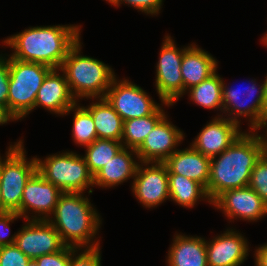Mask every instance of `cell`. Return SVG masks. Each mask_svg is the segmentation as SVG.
Returning <instances> with one entry per match:
<instances>
[{
    "instance_id": "6da1fadb",
    "label": "cell",
    "mask_w": 267,
    "mask_h": 266,
    "mask_svg": "<svg viewBox=\"0 0 267 266\" xmlns=\"http://www.w3.org/2000/svg\"><path fill=\"white\" fill-rule=\"evenodd\" d=\"M82 25L35 26L7 36L3 46L12 50L9 56L25 62L61 68L69 49L81 37Z\"/></svg>"
},
{
    "instance_id": "7a4b0ae2",
    "label": "cell",
    "mask_w": 267,
    "mask_h": 266,
    "mask_svg": "<svg viewBox=\"0 0 267 266\" xmlns=\"http://www.w3.org/2000/svg\"><path fill=\"white\" fill-rule=\"evenodd\" d=\"M260 131H243L221 154L210 161L207 195L211 202L229 189L249 185L251 172L263 155Z\"/></svg>"
},
{
    "instance_id": "3957f363",
    "label": "cell",
    "mask_w": 267,
    "mask_h": 266,
    "mask_svg": "<svg viewBox=\"0 0 267 266\" xmlns=\"http://www.w3.org/2000/svg\"><path fill=\"white\" fill-rule=\"evenodd\" d=\"M101 218L86 194L63 192L48 221L66 246L96 248L100 246L97 235L102 225Z\"/></svg>"
},
{
    "instance_id": "277c9868",
    "label": "cell",
    "mask_w": 267,
    "mask_h": 266,
    "mask_svg": "<svg viewBox=\"0 0 267 266\" xmlns=\"http://www.w3.org/2000/svg\"><path fill=\"white\" fill-rule=\"evenodd\" d=\"M81 44L83 43L80 37L69 49L60 69L78 102L83 99L104 98L116 77L114 69L103 61L82 55Z\"/></svg>"
},
{
    "instance_id": "5b68a950",
    "label": "cell",
    "mask_w": 267,
    "mask_h": 266,
    "mask_svg": "<svg viewBox=\"0 0 267 266\" xmlns=\"http://www.w3.org/2000/svg\"><path fill=\"white\" fill-rule=\"evenodd\" d=\"M35 158L39 174L62 192L86 193L88 190L89 195L93 193L94 176L83 155L68 150L53 153L44 159Z\"/></svg>"
},
{
    "instance_id": "8992f818",
    "label": "cell",
    "mask_w": 267,
    "mask_h": 266,
    "mask_svg": "<svg viewBox=\"0 0 267 266\" xmlns=\"http://www.w3.org/2000/svg\"><path fill=\"white\" fill-rule=\"evenodd\" d=\"M23 139L9 145L5 157L0 154V190L4 208L21 216V200L26 182L37 171L35 156L26 157Z\"/></svg>"
},
{
    "instance_id": "52a82bcc",
    "label": "cell",
    "mask_w": 267,
    "mask_h": 266,
    "mask_svg": "<svg viewBox=\"0 0 267 266\" xmlns=\"http://www.w3.org/2000/svg\"><path fill=\"white\" fill-rule=\"evenodd\" d=\"M51 70L44 64L9 56L8 110L17 120L26 118L34 111L38 90Z\"/></svg>"
},
{
    "instance_id": "ba28073f",
    "label": "cell",
    "mask_w": 267,
    "mask_h": 266,
    "mask_svg": "<svg viewBox=\"0 0 267 266\" xmlns=\"http://www.w3.org/2000/svg\"><path fill=\"white\" fill-rule=\"evenodd\" d=\"M250 80L247 88L229 86L222 81V116L239 126L242 117L248 119L249 131H259L266 128L264 81L258 85L256 79Z\"/></svg>"
},
{
    "instance_id": "9c48e42d",
    "label": "cell",
    "mask_w": 267,
    "mask_h": 266,
    "mask_svg": "<svg viewBox=\"0 0 267 266\" xmlns=\"http://www.w3.org/2000/svg\"><path fill=\"white\" fill-rule=\"evenodd\" d=\"M175 40L168 34L164 36L155 75L156 93L161 102L175 105L183 96L181 62L188 46L178 48Z\"/></svg>"
},
{
    "instance_id": "30bf717a",
    "label": "cell",
    "mask_w": 267,
    "mask_h": 266,
    "mask_svg": "<svg viewBox=\"0 0 267 266\" xmlns=\"http://www.w3.org/2000/svg\"><path fill=\"white\" fill-rule=\"evenodd\" d=\"M123 121L153 114L161 105L139 85L116 76L104 97Z\"/></svg>"
},
{
    "instance_id": "8fae6325",
    "label": "cell",
    "mask_w": 267,
    "mask_h": 266,
    "mask_svg": "<svg viewBox=\"0 0 267 266\" xmlns=\"http://www.w3.org/2000/svg\"><path fill=\"white\" fill-rule=\"evenodd\" d=\"M131 191L143 207L153 209L169 198L168 168L164 162H139Z\"/></svg>"
},
{
    "instance_id": "7c38bea8",
    "label": "cell",
    "mask_w": 267,
    "mask_h": 266,
    "mask_svg": "<svg viewBox=\"0 0 267 266\" xmlns=\"http://www.w3.org/2000/svg\"><path fill=\"white\" fill-rule=\"evenodd\" d=\"M211 205L222 211L229 222L236 219L257 222L267 215V204L249 186L226 190Z\"/></svg>"
},
{
    "instance_id": "4fadbf2b",
    "label": "cell",
    "mask_w": 267,
    "mask_h": 266,
    "mask_svg": "<svg viewBox=\"0 0 267 266\" xmlns=\"http://www.w3.org/2000/svg\"><path fill=\"white\" fill-rule=\"evenodd\" d=\"M63 192L36 171L26 182L21 200V217L26 220H48ZM32 214V215H29Z\"/></svg>"
},
{
    "instance_id": "5bb4252c",
    "label": "cell",
    "mask_w": 267,
    "mask_h": 266,
    "mask_svg": "<svg viewBox=\"0 0 267 266\" xmlns=\"http://www.w3.org/2000/svg\"><path fill=\"white\" fill-rule=\"evenodd\" d=\"M16 232V246L29 258L60 251L65 244L48 220H26Z\"/></svg>"
},
{
    "instance_id": "9a60e30c",
    "label": "cell",
    "mask_w": 267,
    "mask_h": 266,
    "mask_svg": "<svg viewBox=\"0 0 267 266\" xmlns=\"http://www.w3.org/2000/svg\"><path fill=\"white\" fill-rule=\"evenodd\" d=\"M166 114L136 149L140 162H165L184 141L185 133Z\"/></svg>"
},
{
    "instance_id": "2e32d148",
    "label": "cell",
    "mask_w": 267,
    "mask_h": 266,
    "mask_svg": "<svg viewBox=\"0 0 267 266\" xmlns=\"http://www.w3.org/2000/svg\"><path fill=\"white\" fill-rule=\"evenodd\" d=\"M233 229L229 227L212 240H206L208 266H241L248 259L249 242L241 232Z\"/></svg>"
},
{
    "instance_id": "e0dca14e",
    "label": "cell",
    "mask_w": 267,
    "mask_h": 266,
    "mask_svg": "<svg viewBox=\"0 0 267 266\" xmlns=\"http://www.w3.org/2000/svg\"><path fill=\"white\" fill-rule=\"evenodd\" d=\"M241 127L226 117H213L200 130L190 145L209 158L226 150L242 133Z\"/></svg>"
},
{
    "instance_id": "ac0fdd59",
    "label": "cell",
    "mask_w": 267,
    "mask_h": 266,
    "mask_svg": "<svg viewBox=\"0 0 267 266\" xmlns=\"http://www.w3.org/2000/svg\"><path fill=\"white\" fill-rule=\"evenodd\" d=\"M77 102L70 91L64 72L57 68L52 69L47 74L40 86L36 96L34 110L37 107H42L52 114L64 116L66 111Z\"/></svg>"
},
{
    "instance_id": "d6986e66",
    "label": "cell",
    "mask_w": 267,
    "mask_h": 266,
    "mask_svg": "<svg viewBox=\"0 0 267 266\" xmlns=\"http://www.w3.org/2000/svg\"><path fill=\"white\" fill-rule=\"evenodd\" d=\"M211 158L195 150L190 144L175 151L164 163L168 174H179L200 183L205 189L210 177Z\"/></svg>"
},
{
    "instance_id": "ffe728a7",
    "label": "cell",
    "mask_w": 267,
    "mask_h": 266,
    "mask_svg": "<svg viewBox=\"0 0 267 266\" xmlns=\"http://www.w3.org/2000/svg\"><path fill=\"white\" fill-rule=\"evenodd\" d=\"M139 162L136 150L123 147L94 175V187L115 188L134 179Z\"/></svg>"
},
{
    "instance_id": "44dd1931",
    "label": "cell",
    "mask_w": 267,
    "mask_h": 266,
    "mask_svg": "<svg viewBox=\"0 0 267 266\" xmlns=\"http://www.w3.org/2000/svg\"><path fill=\"white\" fill-rule=\"evenodd\" d=\"M218 68V60L194 42L185 49L181 62L183 95L186 91L212 75Z\"/></svg>"
},
{
    "instance_id": "7402d4cb",
    "label": "cell",
    "mask_w": 267,
    "mask_h": 266,
    "mask_svg": "<svg viewBox=\"0 0 267 266\" xmlns=\"http://www.w3.org/2000/svg\"><path fill=\"white\" fill-rule=\"evenodd\" d=\"M167 253V266H208L206 239L175 233Z\"/></svg>"
},
{
    "instance_id": "603a6c76",
    "label": "cell",
    "mask_w": 267,
    "mask_h": 266,
    "mask_svg": "<svg viewBox=\"0 0 267 266\" xmlns=\"http://www.w3.org/2000/svg\"><path fill=\"white\" fill-rule=\"evenodd\" d=\"M84 106L92 115L97 137L101 139L121 141L123 120L105 98L91 99ZM96 100V101H95ZM95 101V102H94Z\"/></svg>"
},
{
    "instance_id": "cb8c5ba5",
    "label": "cell",
    "mask_w": 267,
    "mask_h": 266,
    "mask_svg": "<svg viewBox=\"0 0 267 266\" xmlns=\"http://www.w3.org/2000/svg\"><path fill=\"white\" fill-rule=\"evenodd\" d=\"M169 198L183 208H194L199 201L212 204L206 189L194 180L179 174H168Z\"/></svg>"
},
{
    "instance_id": "d4e9b609",
    "label": "cell",
    "mask_w": 267,
    "mask_h": 266,
    "mask_svg": "<svg viewBox=\"0 0 267 266\" xmlns=\"http://www.w3.org/2000/svg\"><path fill=\"white\" fill-rule=\"evenodd\" d=\"M173 106L170 103L162 102L153 114L123 121V133L121 142L124 148L136 150L153 129V127L167 114L163 106Z\"/></svg>"
},
{
    "instance_id": "484cf974",
    "label": "cell",
    "mask_w": 267,
    "mask_h": 266,
    "mask_svg": "<svg viewBox=\"0 0 267 266\" xmlns=\"http://www.w3.org/2000/svg\"><path fill=\"white\" fill-rule=\"evenodd\" d=\"M222 81L217 70L200 82L198 85L188 89L185 93L188 94L191 102L209 110L220 111L215 117L222 116ZM216 109V110H215Z\"/></svg>"
},
{
    "instance_id": "4316f807",
    "label": "cell",
    "mask_w": 267,
    "mask_h": 266,
    "mask_svg": "<svg viewBox=\"0 0 267 266\" xmlns=\"http://www.w3.org/2000/svg\"><path fill=\"white\" fill-rule=\"evenodd\" d=\"M72 112V140L75 145L86 147L98 138L93 117L79 102L70 107L64 115H69Z\"/></svg>"
},
{
    "instance_id": "83f0119b",
    "label": "cell",
    "mask_w": 267,
    "mask_h": 266,
    "mask_svg": "<svg viewBox=\"0 0 267 266\" xmlns=\"http://www.w3.org/2000/svg\"><path fill=\"white\" fill-rule=\"evenodd\" d=\"M86 164L94 176L108 163L122 148L121 141L97 138L90 145L84 147Z\"/></svg>"
},
{
    "instance_id": "f1b7e54d",
    "label": "cell",
    "mask_w": 267,
    "mask_h": 266,
    "mask_svg": "<svg viewBox=\"0 0 267 266\" xmlns=\"http://www.w3.org/2000/svg\"><path fill=\"white\" fill-rule=\"evenodd\" d=\"M248 186L267 204V158L265 156L262 155L255 164Z\"/></svg>"
},
{
    "instance_id": "f546056e",
    "label": "cell",
    "mask_w": 267,
    "mask_h": 266,
    "mask_svg": "<svg viewBox=\"0 0 267 266\" xmlns=\"http://www.w3.org/2000/svg\"><path fill=\"white\" fill-rule=\"evenodd\" d=\"M101 248H76L70 254L69 266H102Z\"/></svg>"
},
{
    "instance_id": "4dcf8cb0",
    "label": "cell",
    "mask_w": 267,
    "mask_h": 266,
    "mask_svg": "<svg viewBox=\"0 0 267 266\" xmlns=\"http://www.w3.org/2000/svg\"><path fill=\"white\" fill-rule=\"evenodd\" d=\"M30 260L16 244L0 246V266H27Z\"/></svg>"
},
{
    "instance_id": "1f68e13d",
    "label": "cell",
    "mask_w": 267,
    "mask_h": 266,
    "mask_svg": "<svg viewBox=\"0 0 267 266\" xmlns=\"http://www.w3.org/2000/svg\"><path fill=\"white\" fill-rule=\"evenodd\" d=\"M164 0H114L111 6L119 7L121 4L129 5L134 9L151 16H158L161 12V8Z\"/></svg>"
},
{
    "instance_id": "d6a6232c",
    "label": "cell",
    "mask_w": 267,
    "mask_h": 266,
    "mask_svg": "<svg viewBox=\"0 0 267 266\" xmlns=\"http://www.w3.org/2000/svg\"><path fill=\"white\" fill-rule=\"evenodd\" d=\"M75 249V247L65 245L60 251L42 255L34 260L38 266H69L70 254Z\"/></svg>"
},
{
    "instance_id": "836d02e7",
    "label": "cell",
    "mask_w": 267,
    "mask_h": 266,
    "mask_svg": "<svg viewBox=\"0 0 267 266\" xmlns=\"http://www.w3.org/2000/svg\"><path fill=\"white\" fill-rule=\"evenodd\" d=\"M18 218L21 219L22 217L15 212H4L0 214V246L15 244L16 232L11 235L10 225Z\"/></svg>"
},
{
    "instance_id": "e575fe53",
    "label": "cell",
    "mask_w": 267,
    "mask_h": 266,
    "mask_svg": "<svg viewBox=\"0 0 267 266\" xmlns=\"http://www.w3.org/2000/svg\"><path fill=\"white\" fill-rule=\"evenodd\" d=\"M8 56V58H7ZM9 55L0 54V106L8 108Z\"/></svg>"
},
{
    "instance_id": "d590c367",
    "label": "cell",
    "mask_w": 267,
    "mask_h": 266,
    "mask_svg": "<svg viewBox=\"0 0 267 266\" xmlns=\"http://www.w3.org/2000/svg\"><path fill=\"white\" fill-rule=\"evenodd\" d=\"M255 266H267V242L255 248Z\"/></svg>"
},
{
    "instance_id": "8d00e7d4",
    "label": "cell",
    "mask_w": 267,
    "mask_h": 266,
    "mask_svg": "<svg viewBox=\"0 0 267 266\" xmlns=\"http://www.w3.org/2000/svg\"><path fill=\"white\" fill-rule=\"evenodd\" d=\"M12 121H18L8 110L3 106H0V125H5Z\"/></svg>"
},
{
    "instance_id": "74e56055",
    "label": "cell",
    "mask_w": 267,
    "mask_h": 266,
    "mask_svg": "<svg viewBox=\"0 0 267 266\" xmlns=\"http://www.w3.org/2000/svg\"><path fill=\"white\" fill-rule=\"evenodd\" d=\"M263 132H266L265 134H260L263 145V156L267 158V128L266 131L263 130Z\"/></svg>"
},
{
    "instance_id": "f35d334b",
    "label": "cell",
    "mask_w": 267,
    "mask_h": 266,
    "mask_svg": "<svg viewBox=\"0 0 267 266\" xmlns=\"http://www.w3.org/2000/svg\"><path fill=\"white\" fill-rule=\"evenodd\" d=\"M264 91H265V112H266V128H267V74L264 79Z\"/></svg>"
},
{
    "instance_id": "ab89813d",
    "label": "cell",
    "mask_w": 267,
    "mask_h": 266,
    "mask_svg": "<svg viewBox=\"0 0 267 266\" xmlns=\"http://www.w3.org/2000/svg\"><path fill=\"white\" fill-rule=\"evenodd\" d=\"M4 212H8V211L3 206L2 197H1V190H0V214H2Z\"/></svg>"
},
{
    "instance_id": "60d3db41",
    "label": "cell",
    "mask_w": 267,
    "mask_h": 266,
    "mask_svg": "<svg viewBox=\"0 0 267 266\" xmlns=\"http://www.w3.org/2000/svg\"><path fill=\"white\" fill-rule=\"evenodd\" d=\"M261 40H262L263 45H266L267 46V31L264 33V35L261 38Z\"/></svg>"
},
{
    "instance_id": "b9f144b4",
    "label": "cell",
    "mask_w": 267,
    "mask_h": 266,
    "mask_svg": "<svg viewBox=\"0 0 267 266\" xmlns=\"http://www.w3.org/2000/svg\"><path fill=\"white\" fill-rule=\"evenodd\" d=\"M27 266H38V263L34 259H31Z\"/></svg>"
},
{
    "instance_id": "7bdbcfd3",
    "label": "cell",
    "mask_w": 267,
    "mask_h": 266,
    "mask_svg": "<svg viewBox=\"0 0 267 266\" xmlns=\"http://www.w3.org/2000/svg\"><path fill=\"white\" fill-rule=\"evenodd\" d=\"M105 1L111 4L114 0H105Z\"/></svg>"
}]
</instances>
